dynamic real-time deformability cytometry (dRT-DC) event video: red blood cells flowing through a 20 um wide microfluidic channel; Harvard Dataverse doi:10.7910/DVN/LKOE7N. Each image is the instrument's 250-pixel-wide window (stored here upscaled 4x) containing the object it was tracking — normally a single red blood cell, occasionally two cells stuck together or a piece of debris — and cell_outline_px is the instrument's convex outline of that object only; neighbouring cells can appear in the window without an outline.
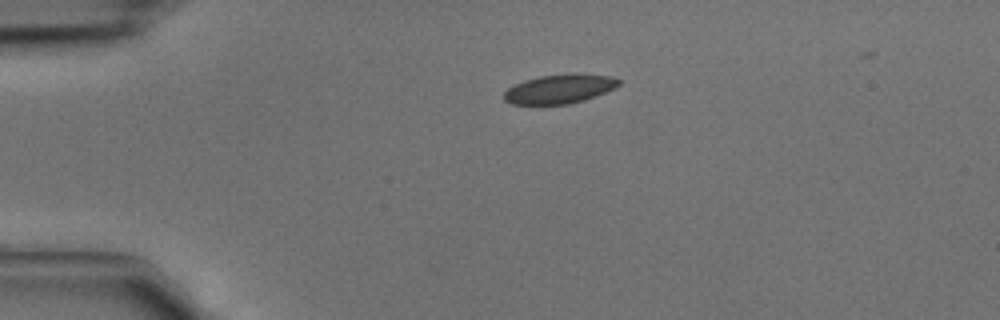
{"species": "common noctule bat (a hibernating species)", "species_latin": "Nyctalus noctula", "temperature_condition": "cold", "stored_images_in_passage": 3, "camera_frame_rate_fps": 3000, "um_per_image_px": 0.085, "animal": {"sex": "male", "body_mass_g": 15.6}, "frame": {"image": 1, "passage_image": 1, "time_ms": 0.0, "image_size_px": [1000, 320], "cell_outline_px": [[620, 84], [596, 96], [584, 100], [568, 104], [512, 104], [504, 100], [504, 92], [508, 88], [524, 80], [540, 76], [572, 72], [612, 76], [620, 80]], "centroid_in_image_um": [47.56, 7.54], "position_along_channel_um": 37.4, "area_um2": 19.54}}